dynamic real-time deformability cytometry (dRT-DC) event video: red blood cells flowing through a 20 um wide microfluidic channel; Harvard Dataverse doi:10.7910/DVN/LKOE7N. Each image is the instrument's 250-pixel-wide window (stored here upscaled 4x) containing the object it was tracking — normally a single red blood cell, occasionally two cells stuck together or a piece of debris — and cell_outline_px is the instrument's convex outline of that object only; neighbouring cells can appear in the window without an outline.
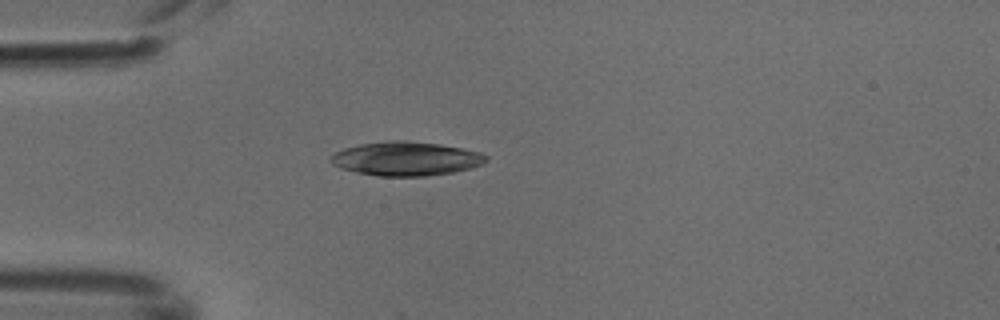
{"species": "common noctule bat (a hibernating species)", "species_latin": "Nyctalus noctula", "temperature_condition": "cold", "stored_images_in_passage": 3, "camera_frame_rate_fps": 3000, "um_per_image_px": 0.085, "animal": {"sex": "male", "body_mass_g": 18.8}, "frame": {"image": 1, "passage_image": 3, "time_ms": 0.667, "image_size_px": [1000, 320], "cell_outline_px": [[488, 160], [484, 164], [472, 168], [452, 172], [428, 176], [376, 176], [356, 172], [340, 168], [332, 164], [328, 160], [336, 152], [344, 148], [360, 144], [388, 140], [404, 140], [440, 144], [464, 148], [480, 152], [488, 156]], "centroid_in_image_um": [34.54, 13.49], "position_along_channel_um": 50.5, "area_um2": 31.04}}